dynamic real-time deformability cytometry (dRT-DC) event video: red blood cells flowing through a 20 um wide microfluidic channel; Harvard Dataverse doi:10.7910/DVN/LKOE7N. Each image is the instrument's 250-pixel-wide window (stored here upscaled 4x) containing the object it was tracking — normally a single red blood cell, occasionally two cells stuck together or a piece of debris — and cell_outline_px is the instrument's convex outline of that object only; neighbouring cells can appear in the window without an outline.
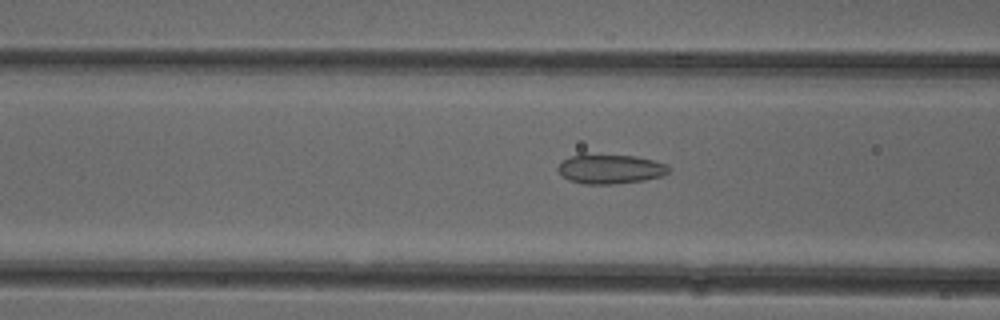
{"species": "common noctule bat (a hibernating species)", "species_latin": "Nyctalus noctula", "temperature_condition": "cold", "stored_images_in_passage": 51, "camera_frame_rate_fps": 3000, "um_per_image_px": 0.085, "animal": {"sex": "female"}, "frame": {"image": 1, "passage_image": 19, "time_ms": 6.0, "image_size_px": [1000, 320], "cell_outline_px": [[672, 168], [668, 172], [660, 176], [644, 180], [612, 184], [584, 184], [568, 180], [556, 168], [564, 160], [572, 156], [584, 152], [636, 156], [668, 164]], "centroid_in_image_um": [51.87, 14.33], "position_along_channel_um": 114.7, "area_um2": 19.36}}
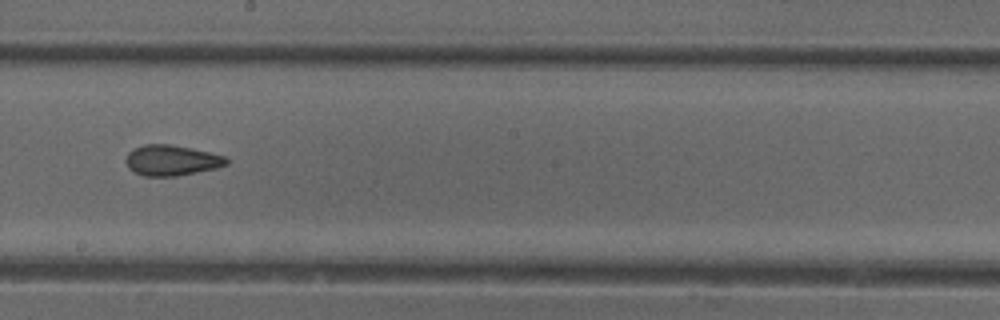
{"frame": {"image": 2, "passage_image": 28, "time_ms": 9.0, "image_size_px": [1000, 320], "cell_outline_px": [[228, 164], [216, 168], [176, 176], [144, 176], [128, 168], [124, 160], [128, 152], [132, 148], [144, 144], [168, 144], [192, 148], [224, 156], [228, 160]], "centroid_in_image_um": [14.54, 13.62], "position_along_channel_um": 233.7, "area_um2": 17.92}}
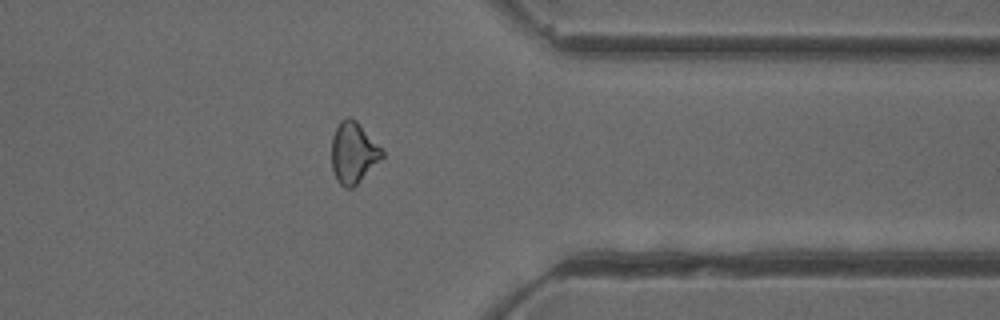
{"frame": {"image": 3, "passage_image": 40, "time_ms": 13.0, "image_size_px": [1000, 320], "cell_outline_px": [[384, 156], [352, 188], [344, 188], [336, 180], [332, 168], [332, 136], [340, 120], [348, 116], [352, 116], [356, 120], [384, 152]], "centroid_in_image_um": [30.01, 12.97], "position_along_channel_um": 381.4, "area_um2": 17.8}, "authors_computed_cell_mechanics": {"area_um2": 18.6116, "velocity_mm_per_s": 3.9476, "shape_relaxation_time_tau1_ms": null, "shape_relaxation_time_tau2_ms": 2.493, "deformation_change_tau1": null, "deformation_change_tau2": 0.0934}}